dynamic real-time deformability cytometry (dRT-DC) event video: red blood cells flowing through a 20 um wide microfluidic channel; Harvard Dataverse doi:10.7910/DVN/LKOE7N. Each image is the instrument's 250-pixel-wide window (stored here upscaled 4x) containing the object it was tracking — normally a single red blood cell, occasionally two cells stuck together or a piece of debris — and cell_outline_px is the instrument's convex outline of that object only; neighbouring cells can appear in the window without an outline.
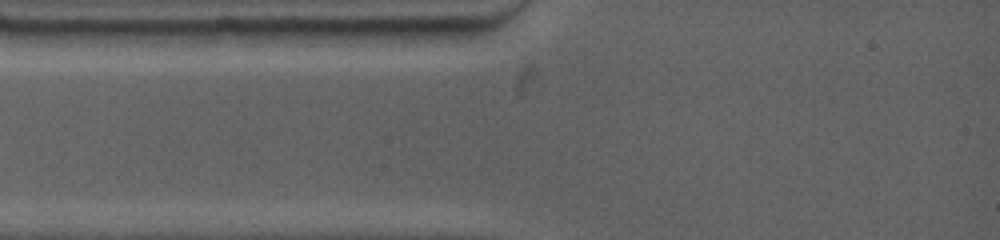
{"species": "common noctule bat (a hibernating species)", "species_latin": "Nyctalus noctula", "temperature_condition": "warm", "stored_images_in_passage": 1, "camera_frame_rate_fps": 4500, "um_per_image_px": 0.085, "animal": {"sex": "female", "body_mass_g": 19.0, "forearm_length_mm": 53.3}, "frame": {"image": 1, "passage_image": 1, "time_ms": 0.0, "image_size_px": [1000, 240], "cell_outline_px": [[472, 36], [468, 44], [420, 48], [416, 48], [348, 44], [328, 28], [472, 28]], "centroid_in_image_um": [34.44, 3.12], "position_along_channel_um": 50.6, "area_um2": 17.17}}